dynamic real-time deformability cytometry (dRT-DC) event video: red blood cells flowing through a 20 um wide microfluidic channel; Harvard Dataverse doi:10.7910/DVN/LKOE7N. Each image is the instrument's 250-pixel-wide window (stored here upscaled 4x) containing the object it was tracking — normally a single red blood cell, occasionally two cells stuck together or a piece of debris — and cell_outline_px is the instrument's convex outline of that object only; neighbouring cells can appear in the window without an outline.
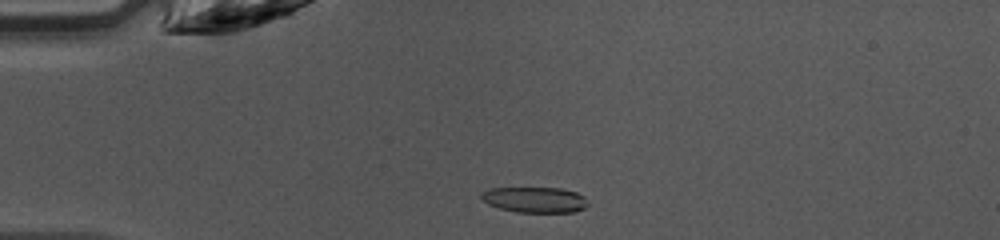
{"species": "common noctule bat (a hibernating species)", "species_latin": "Nyctalus noctula", "temperature_condition": "warm", "stored_images_in_passage": 38, "camera_frame_rate_fps": 3000, "um_per_image_px": 0.085, "animal": {"sex": "female", "body_mass_g": 10.0, "forearm_length_mm": 53.1}, "frame": {"image": 1, "passage_image": 2, "time_ms": 0.333, "image_size_px": [1000, 240], "cell_outline_px": [[588, 204], [584, 208], [576, 212], [516, 212], [500, 208], [488, 204], [480, 196], [480, 192], [488, 188], [560, 188], [576, 192], [584, 196]], "centroid_in_image_um": [45.45, 16.97], "position_along_channel_um": 39.5, "area_um2": 15.95}}
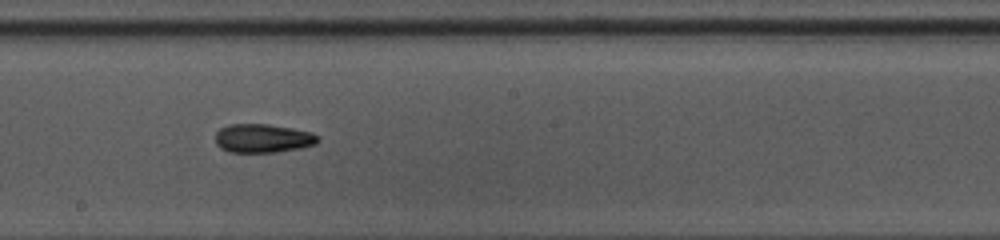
{"frame": {"image": 2, "passage_image": 17, "time_ms": 5.333, "image_size_px": [1000, 240], "cell_outline_px": [[320, 140], [316, 144], [300, 148], [276, 152], [232, 152], [220, 148], [216, 144], [216, 132], [220, 128], [228, 124], [268, 124], [292, 128], [312, 132], [320, 136]], "centroid_in_image_um": [22.36, 11.75], "position_along_channel_um": 225.8, "area_um2": 17.28}}
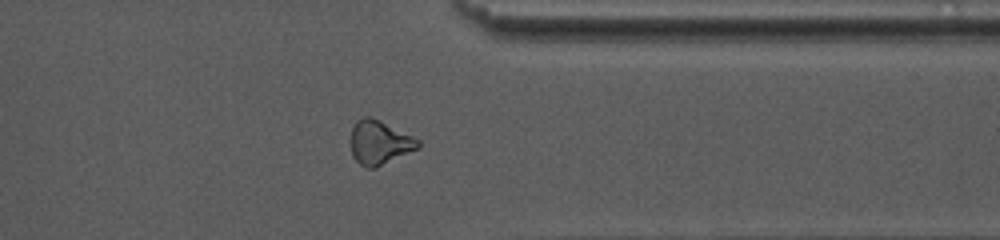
{"frame": {"image": 3, "passage_image": 28, "time_ms": 9.0, "image_size_px": [1000, 240], "cell_outline_px": [[420, 148], [376, 168], [364, 168], [352, 156], [352, 128], [356, 120], [364, 116], [368, 116], [380, 120], [420, 140]], "centroid_in_image_um": [32.27, 12.13], "position_along_channel_um": 379.1, "area_um2": 17.28}, "authors_computed_cell_mechanics": {"area_um2": 17.0799, "velocity_mm_per_s": 4.2687, "shape_relaxation_time_tau1_ms": 10.7154, "shape_relaxation_time_tau2_ms": 7.1192, "deformation_change_tau1": 0.2696, "deformation_change_tau2": 0.1502}}